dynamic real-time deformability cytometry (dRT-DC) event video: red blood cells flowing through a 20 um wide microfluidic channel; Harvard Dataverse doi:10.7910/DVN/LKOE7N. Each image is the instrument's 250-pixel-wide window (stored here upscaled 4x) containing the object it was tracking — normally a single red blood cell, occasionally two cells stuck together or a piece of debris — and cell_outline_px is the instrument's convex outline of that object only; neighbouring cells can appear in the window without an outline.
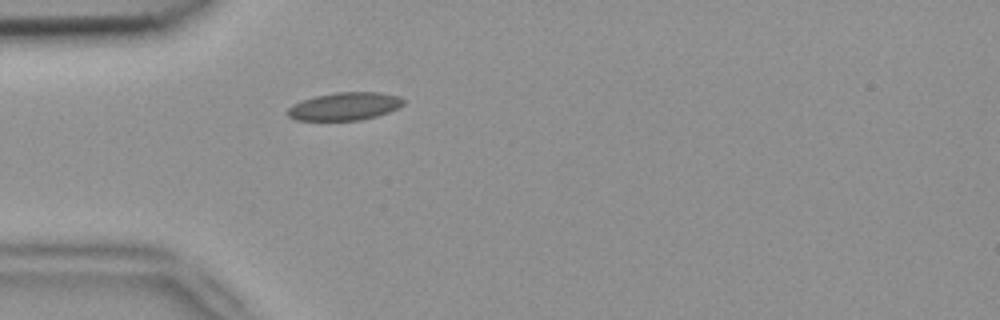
{"species": "common noctule bat (a hibernating species)", "species_latin": "Nyctalus noctula", "temperature_condition": "room temperature", "stored_images_in_passage": 1, "camera_frame_rate_fps": 3000, "um_per_image_px": 0.085, "animal": {"sex": "female", "body_mass_g": 18.4}, "frame": {"image": 1, "passage_image": 1, "time_ms": 0.0, "image_size_px": [1000, 320], "cell_outline_px": [[404, 104], [388, 112], [376, 116], [360, 120], [296, 120], [288, 116], [288, 108], [304, 100], [316, 96], [336, 92], [380, 92], [400, 96], [404, 100]], "centroid_in_image_um": [29.34, 9.03], "position_along_channel_um": 55.7, "area_um2": 18.55}}